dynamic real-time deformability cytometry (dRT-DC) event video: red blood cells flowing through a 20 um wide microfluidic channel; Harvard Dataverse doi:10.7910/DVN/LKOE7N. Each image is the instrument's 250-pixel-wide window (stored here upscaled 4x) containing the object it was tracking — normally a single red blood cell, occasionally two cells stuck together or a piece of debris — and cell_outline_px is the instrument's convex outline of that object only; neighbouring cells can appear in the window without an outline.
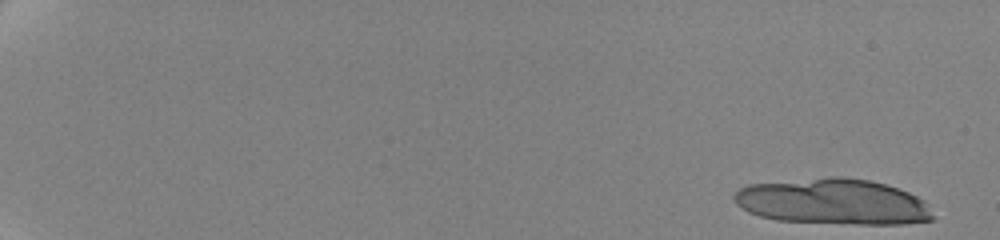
{"species": "human", "species_latin": "Homo sapiens", "temperature_condition": "cold", "stored_images_in_passage": 20, "camera_frame_rate_fps": 3000, "um_per_image_px": 0.085, "donor": {"sex": "female"}, "frame": {"image": 1, "passage_image": 1, "time_ms": 0.0, "image_size_px": [1000, 240], "cell_outline_px": [[936, 220], [904, 224], [856, 224], [776, 220], [760, 216], [748, 212], [736, 204], [732, 200], [732, 196], [740, 188], [748, 184], [828, 176], [840, 176], [868, 180], [884, 184], [908, 192], [924, 200], [936, 216]], "centroid_in_image_um": [70.81, 17.14], "position_along_channel_um": 14.2, "area_um2": 53.47}}
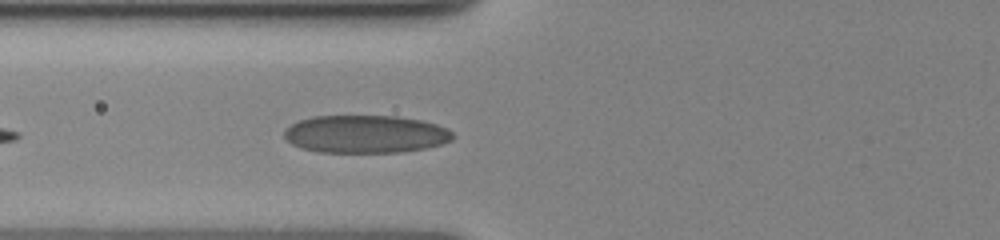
{"frame": {"image": 2, "passage_image": 20, "time_ms": 8.333, "image_size_px": [1000, 240], "cell_outline_px": [[456, 136], [452, 140], [440, 144], [424, 148], [400, 152], [316, 152], [300, 148], [292, 144], [284, 136], [284, 128], [300, 120], [312, 116], [396, 116], [420, 120], [436, 124], [448, 128]], "centroid_in_image_um": [31.06, 11.4], "position_along_channel_um": 94.7, "area_um2": 37.22}}